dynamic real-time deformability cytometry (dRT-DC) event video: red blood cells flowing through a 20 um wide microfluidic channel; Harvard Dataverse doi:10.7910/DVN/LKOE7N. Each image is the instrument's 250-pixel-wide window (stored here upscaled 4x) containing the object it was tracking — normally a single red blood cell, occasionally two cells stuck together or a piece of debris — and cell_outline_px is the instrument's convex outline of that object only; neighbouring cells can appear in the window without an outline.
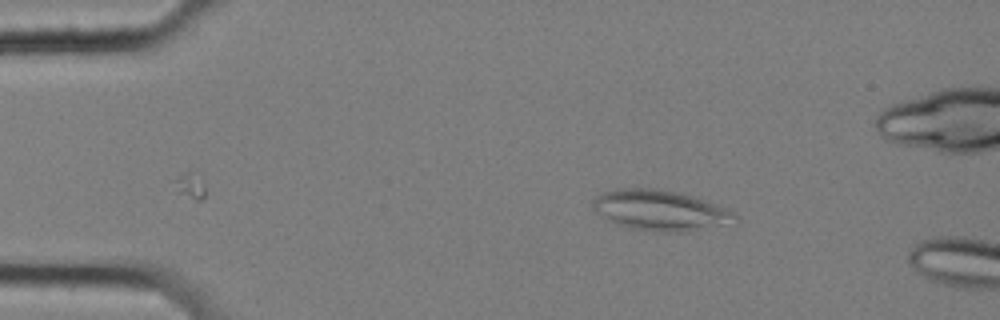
{"species": "common noctule bat (a hibernating species)", "species_latin": "Nyctalus noctula", "temperature_condition": "cold", "stored_images_in_passage": 7, "camera_frame_rate_fps": 3000, "um_per_image_px": 0.085, "animal": {"sex": "female", "body_mass_g": 25.1}, "frame": {"image": 1, "passage_image": 3, "time_ms": 0.667, "image_size_px": [1000, 320], "cell_outline_px": [[740, 220], [692, 232], [652, 232], [632, 228], [616, 224], [604, 220], [592, 208], [592, 200], [596, 196], [612, 188], [656, 188], [680, 192], [700, 196], [728, 208]], "centroid_in_image_um": [56.13, 17.87], "position_along_channel_um": 28.9, "area_um2": 34.51}}